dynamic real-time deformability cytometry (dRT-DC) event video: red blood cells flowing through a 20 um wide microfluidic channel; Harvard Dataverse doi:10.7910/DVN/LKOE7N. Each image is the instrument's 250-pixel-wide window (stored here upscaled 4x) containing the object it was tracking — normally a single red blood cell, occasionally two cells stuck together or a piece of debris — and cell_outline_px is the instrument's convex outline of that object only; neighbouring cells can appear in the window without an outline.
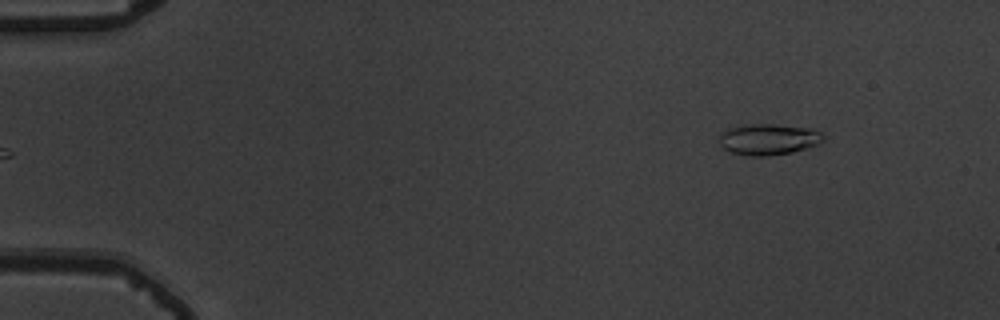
{"species": "common noctule bat (a hibernating species)", "species_latin": "Nyctalus noctula", "temperature_condition": "warm", "stored_images_in_passage": 9, "camera_frame_rate_fps": 3000, "um_per_image_px": 0.085, "animal": {"sex": "male", "body_mass_g": 19.5, "forearm_length_mm": 54.6}, "frame": {"image": 1, "passage_image": 1, "time_ms": 0.0, "image_size_px": [1000, 320], "cell_outline_px": [[824, 140], [820, 144], [808, 148], [792, 152], [768, 156], [752, 156], [732, 152], [724, 148], [720, 144], [720, 136], [728, 128], [748, 124], [772, 124], [816, 128], [824, 136]], "centroid_in_image_um": [65.4, 11.83], "position_along_channel_um": 19.6, "area_um2": 18.96}}